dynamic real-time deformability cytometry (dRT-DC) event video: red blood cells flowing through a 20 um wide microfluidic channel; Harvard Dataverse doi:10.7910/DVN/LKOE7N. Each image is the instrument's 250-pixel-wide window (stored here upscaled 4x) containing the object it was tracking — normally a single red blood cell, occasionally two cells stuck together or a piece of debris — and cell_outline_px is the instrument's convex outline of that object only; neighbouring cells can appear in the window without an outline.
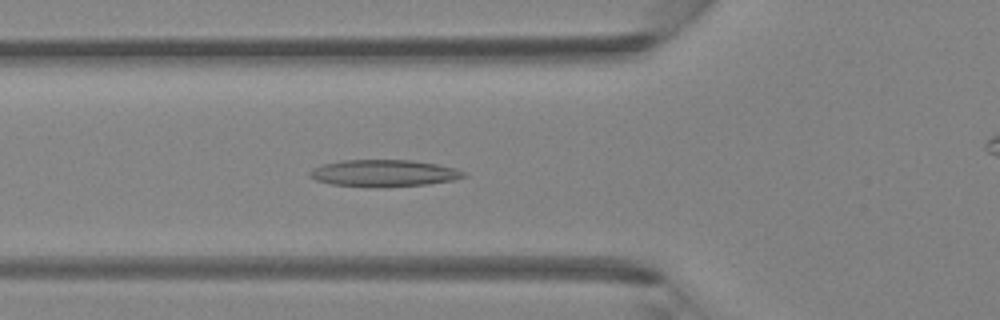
{"species": "Egyptian fruit bat (a non-hibernating species)", "species_latin": "Rousettus aegyptiacus", "temperature_condition": "room temperature", "stored_images_in_passage": 47, "camera_frame_rate_fps": 3000, "um_per_image_px": 0.085, "animal": {"sex": "female"}, "frame": {"image": 1, "passage_image": 16, "time_ms": 5.0, "image_size_px": [1000, 320], "cell_outline_px": [[468, 176], [456, 180], [428, 184], [380, 188], [332, 184], [316, 180], [308, 176], [308, 172], [312, 168], [320, 164], [340, 160], [412, 160], [436, 164], [456, 168], [464, 172]], "centroid_in_image_um": [32.62, 14.72], "position_along_channel_um": 93.2, "area_um2": 24.51}}
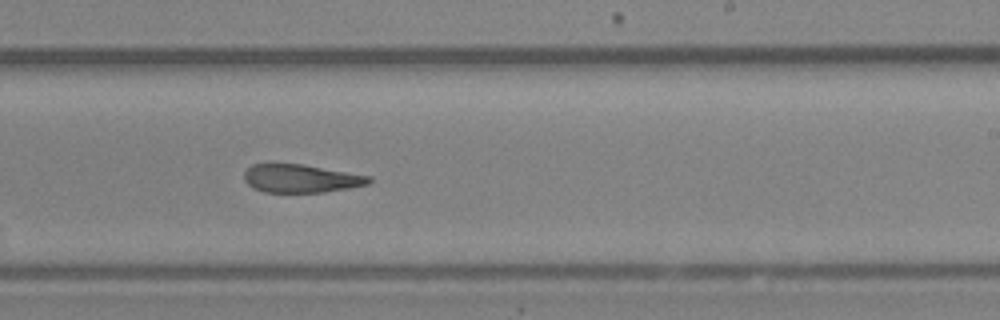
{"frame": {"image": 2, "passage_image": 28, "time_ms": 9.0, "image_size_px": [1000, 320], "cell_outline_px": [[372, 180], [368, 184], [348, 188], [324, 192], [264, 192], [252, 188], [244, 180], [244, 172], [252, 164], [272, 160], [304, 164], [372, 176]], "centroid_in_image_um": [25.51, 15.12], "position_along_channel_um": 263.5, "area_um2": 21.33}}
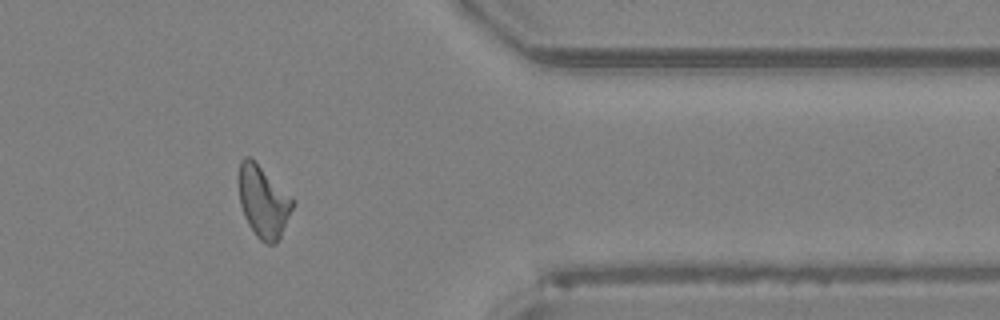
{"frame": {"image": 3, "passage_image": 38, "time_ms": 12.333, "image_size_px": [1000, 320], "cell_outline_px": [[292, 208], [280, 236], [276, 244], [268, 244], [260, 240], [256, 236], [248, 224], [244, 216], [240, 204], [240, 160], [244, 156], [248, 156], [292, 196]], "centroid_in_image_um": [22.37, 17.17], "position_along_channel_um": 389.0, "area_um2": 21.85}}